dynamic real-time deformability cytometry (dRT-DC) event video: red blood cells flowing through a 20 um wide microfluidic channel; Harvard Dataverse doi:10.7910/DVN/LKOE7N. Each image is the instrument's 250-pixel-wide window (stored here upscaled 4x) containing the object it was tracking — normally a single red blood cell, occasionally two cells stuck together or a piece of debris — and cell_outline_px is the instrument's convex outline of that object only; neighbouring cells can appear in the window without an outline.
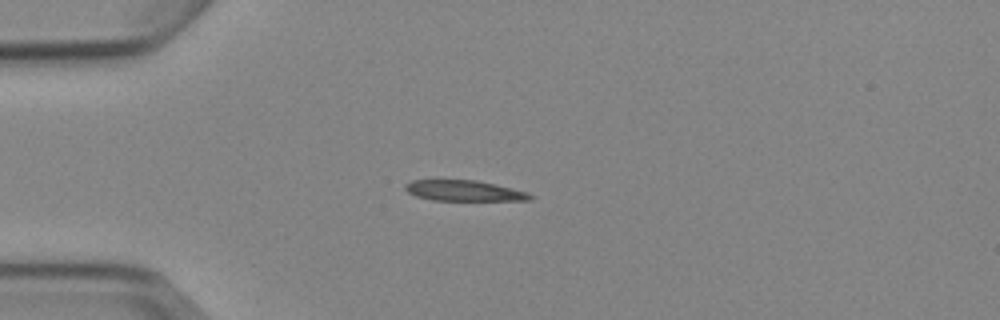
{"species": "Egyptian fruit bat (a non-hibernating species)", "species_latin": "Rousettus aegyptiacus", "temperature_condition": "cold", "stored_images_in_passage": 3, "camera_frame_rate_fps": 3000, "um_per_image_px": 0.085, "animal": {"sex": "female"}, "frame": {"image": 1, "passage_image": 1, "time_ms": 0.0, "image_size_px": [1000, 320], "cell_outline_px": [[532, 200], [432, 200], [416, 196], [408, 192], [404, 188], [404, 184], [412, 180], [476, 180], [496, 184], [528, 192], [532, 196]], "centroid_in_image_um": [39.43, 16.2], "position_along_channel_um": 45.6, "area_um2": 14.97}}
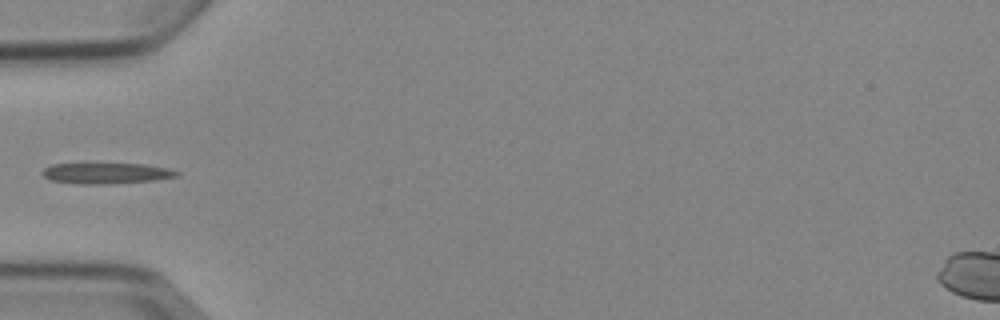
{"frame": {"image": 2, "passage_image": 2, "time_ms": 1.333, "image_size_px": [1000, 320], "cell_outline_px": [[180, 176], [156, 180], [112, 184], [76, 184], [52, 180], [44, 176], [40, 172], [44, 168], [52, 164], [84, 160], [148, 164], [168, 168], [180, 172]], "centroid_in_image_um": [9.0, 14.66], "position_along_channel_um": 76.0, "area_um2": 17.86}}
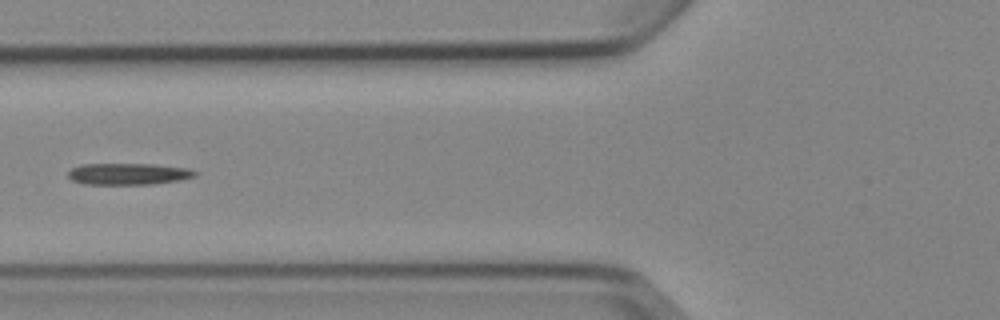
{"frame": {"image": 3, "passage_image": 3, "time_ms": 2.333, "image_size_px": [1000, 320], "cell_outline_px": [[196, 176], [180, 180], [152, 184], [84, 184], [72, 180], [68, 176], [68, 172], [72, 168], [80, 164], [152, 164], [188, 168], [196, 172]], "centroid_in_image_um": [10.89, 14.78], "position_along_channel_um": 114.9, "area_um2": 15.9}}